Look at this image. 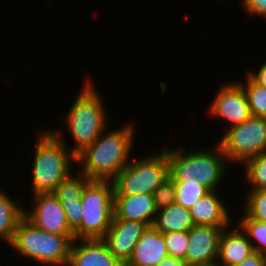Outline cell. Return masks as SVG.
<instances>
[{
  "label": "cell",
  "mask_w": 266,
  "mask_h": 266,
  "mask_svg": "<svg viewBox=\"0 0 266 266\" xmlns=\"http://www.w3.org/2000/svg\"><path fill=\"white\" fill-rule=\"evenodd\" d=\"M134 124L125 123L121 128L108 126L99 138L76 156L78 172L90 180L113 181L131 161L129 157L135 141Z\"/></svg>",
  "instance_id": "cell-1"
},
{
  "label": "cell",
  "mask_w": 266,
  "mask_h": 266,
  "mask_svg": "<svg viewBox=\"0 0 266 266\" xmlns=\"http://www.w3.org/2000/svg\"><path fill=\"white\" fill-rule=\"evenodd\" d=\"M37 135L31 176L33 195L54 192L73 173L72 165L76 163V156L66 145L63 133L43 129Z\"/></svg>",
  "instance_id": "cell-2"
},
{
  "label": "cell",
  "mask_w": 266,
  "mask_h": 266,
  "mask_svg": "<svg viewBox=\"0 0 266 266\" xmlns=\"http://www.w3.org/2000/svg\"><path fill=\"white\" fill-rule=\"evenodd\" d=\"M83 85L63 119L75 143L70 149L75 156L93 144L110 125L102 95L90 77Z\"/></svg>",
  "instance_id": "cell-3"
},
{
  "label": "cell",
  "mask_w": 266,
  "mask_h": 266,
  "mask_svg": "<svg viewBox=\"0 0 266 266\" xmlns=\"http://www.w3.org/2000/svg\"><path fill=\"white\" fill-rule=\"evenodd\" d=\"M213 149L205 147L187 153L178 146L176 149L164 148L168 157L169 177L174 182L195 179L209 191H217L229 162L218 142Z\"/></svg>",
  "instance_id": "cell-4"
},
{
  "label": "cell",
  "mask_w": 266,
  "mask_h": 266,
  "mask_svg": "<svg viewBox=\"0 0 266 266\" xmlns=\"http://www.w3.org/2000/svg\"><path fill=\"white\" fill-rule=\"evenodd\" d=\"M74 236L49 233L36 227L25 216L19 221L10 246L20 256L43 266H68Z\"/></svg>",
  "instance_id": "cell-5"
},
{
  "label": "cell",
  "mask_w": 266,
  "mask_h": 266,
  "mask_svg": "<svg viewBox=\"0 0 266 266\" xmlns=\"http://www.w3.org/2000/svg\"><path fill=\"white\" fill-rule=\"evenodd\" d=\"M115 188L113 181L90 180L81 201L83 218L74 231L75 239H102L114 217Z\"/></svg>",
  "instance_id": "cell-6"
},
{
  "label": "cell",
  "mask_w": 266,
  "mask_h": 266,
  "mask_svg": "<svg viewBox=\"0 0 266 266\" xmlns=\"http://www.w3.org/2000/svg\"><path fill=\"white\" fill-rule=\"evenodd\" d=\"M169 178L167 152L163 149L131 161L113 180L115 195L153 194Z\"/></svg>",
  "instance_id": "cell-7"
},
{
  "label": "cell",
  "mask_w": 266,
  "mask_h": 266,
  "mask_svg": "<svg viewBox=\"0 0 266 266\" xmlns=\"http://www.w3.org/2000/svg\"><path fill=\"white\" fill-rule=\"evenodd\" d=\"M218 143L229 163L243 164L266 153V118L251 116L247 121L227 127Z\"/></svg>",
  "instance_id": "cell-8"
},
{
  "label": "cell",
  "mask_w": 266,
  "mask_h": 266,
  "mask_svg": "<svg viewBox=\"0 0 266 266\" xmlns=\"http://www.w3.org/2000/svg\"><path fill=\"white\" fill-rule=\"evenodd\" d=\"M34 198V199H33ZM32 199V209L25 208V217L36 227L49 233L74 236L70 229L65 211L57 196L53 193H37Z\"/></svg>",
  "instance_id": "cell-9"
},
{
  "label": "cell",
  "mask_w": 266,
  "mask_h": 266,
  "mask_svg": "<svg viewBox=\"0 0 266 266\" xmlns=\"http://www.w3.org/2000/svg\"><path fill=\"white\" fill-rule=\"evenodd\" d=\"M206 111L208 116L228 121L229 127L247 121L252 116L246 94L236 81L221 85Z\"/></svg>",
  "instance_id": "cell-10"
},
{
  "label": "cell",
  "mask_w": 266,
  "mask_h": 266,
  "mask_svg": "<svg viewBox=\"0 0 266 266\" xmlns=\"http://www.w3.org/2000/svg\"><path fill=\"white\" fill-rule=\"evenodd\" d=\"M225 228L194 225L189 231V247L185 261L188 266L216 264L219 239Z\"/></svg>",
  "instance_id": "cell-11"
},
{
  "label": "cell",
  "mask_w": 266,
  "mask_h": 266,
  "mask_svg": "<svg viewBox=\"0 0 266 266\" xmlns=\"http://www.w3.org/2000/svg\"><path fill=\"white\" fill-rule=\"evenodd\" d=\"M148 226L147 223L143 222L113 218L102 240L110 252L125 265Z\"/></svg>",
  "instance_id": "cell-12"
},
{
  "label": "cell",
  "mask_w": 266,
  "mask_h": 266,
  "mask_svg": "<svg viewBox=\"0 0 266 266\" xmlns=\"http://www.w3.org/2000/svg\"><path fill=\"white\" fill-rule=\"evenodd\" d=\"M79 242V243H77ZM68 266H125L102 239H75Z\"/></svg>",
  "instance_id": "cell-13"
},
{
  "label": "cell",
  "mask_w": 266,
  "mask_h": 266,
  "mask_svg": "<svg viewBox=\"0 0 266 266\" xmlns=\"http://www.w3.org/2000/svg\"><path fill=\"white\" fill-rule=\"evenodd\" d=\"M156 213L153 194L115 195L114 197L113 218L143 222L151 226Z\"/></svg>",
  "instance_id": "cell-14"
},
{
  "label": "cell",
  "mask_w": 266,
  "mask_h": 266,
  "mask_svg": "<svg viewBox=\"0 0 266 266\" xmlns=\"http://www.w3.org/2000/svg\"><path fill=\"white\" fill-rule=\"evenodd\" d=\"M167 256L163 234L151 225L139 238L133 254L125 266H156Z\"/></svg>",
  "instance_id": "cell-15"
},
{
  "label": "cell",
  "mask_w": 266,
  "mask_h": 266,
  "mask_svg": "<svg viewBox=\"0 0 266 266\" xmlns=\"http://www.w3.org/2000/svg\"><path fill=\"white\" fill-rule=\"evenodd\" d=\"M252 253H254L252 243L242 229L238 225L233 229L229 226L221 233L216 264L234 266Z\"/></svg>",
  "instance_id": "cell-16"
},
{
  "label": "cell",
  "mask_w": 266,
  "mask_h": 266,
  "mask_svg": "<svg viewBox=\"0 0 266 266\" xmlns=\"http://www.w3.org/2000/svg\"><path fill=\"white\" fill-rule=\"evenodd\" d=\"M217 193V194H216ZM216 190L201 197L189 210L194 225L227 228L231 225L230 213Z\"/></svg>",
  "instance_id": "cell-17"
},
{
  "label": "cell",
  "mask_w": 266,
  "mask_h": 266,
  "mask_svg": "<svg viewBox=\"0 0 266 266\" xmlns=\"http://www.w3.org/2000/svg\"><path fill=\"white\" fill-rule=\"evenodd\" d=\"M22 201L0 189V239L10 244L19 221L25 216Z\"/></svg>",
  "instance_id": "cell-18"
},
{
  "label": "cell",
  "mask_w": 266,
  "mask_h": 266,
  "mask_svg": "<svg viewBox=\"0 0 266 266\" xmlns=\"http://www.w3.org/2000/svg\"><path fill=\"white\" fill-rule=\"evenodd\" d=\"M152 225L164 234L189 231L194 223L190 211L174 203L167 208L158 210Z\"/></svg>",
  "instance_id": "cell-19"
},
{
  "label": "cell",
  "mask_w": 266,
  "mask_h": 266,
  "mask_svg": "<svg viewBox=\"0 0 266 266\" xmlns=\"http://www.w3.org/2000/svg\"><path fill=\"white\" fill-rule=\"evenodd\" d=\"M243 165L244 177L250 186L249 190H266V153L246 160Z\"/></svg>",
  "instance_id": "cell-20"
},
{
  "label": "cell",
  "mask_w": 266,
  "mask_h": 266,
  "mask_svg": "<svg viewBox=\"0 0 266 266\" xmlns=\"http://www.w3.org/2000/svg\"><path fill=\"white\" fill-rule=\"evenodd\" d=\"M246 83L239 82L242 86L250 107L252 116L266 118V88L257 84L248 74Z\"/></svg>",
  "instance_id": "cell-21"
},
{
  "label": "cell",
  "mask_w": 266,
  "mask_h": 266,
  "mask_svg": "<svg viewBox=\"0 0 266 266\" xmlns=\"http://www.w3.org/2000/svg\"><path fill=\"white\" fill-rule=\"evenodd\" d=\"M176 187L175 203L181 205L185 209L190 210L192 206L210 191L200 185L197 180H185L183 182H174Z\"/></svg>",
  "instance_id": "cell-22"
},
{
  "label": "cell",
  "mask_w": 266,
  "mask_h": 266,
  "mask_svg": "<svg viewBox=\"0 0 266 266\" xmlns=\"http://www.w3.org/2000/svg\"><path fill=\"white\" fill-rule=\"evenodd\" d=\"M237 224L252 243L254 252L266 254V222L251 219L244 213Z\"/></svg>",
  "instance_id": "cell-23"
},
{
  "label": "cell",
  "mask_w": 266,
  "mask_h": 266,
  "mask_svg": "<svg viewBox=\"0 0 266 266\" xmlns=\"http://www.w3.org/2000/svg\"><path fill=\"white\" fill-rule=\"evenodd\" d=\"M70 175L53 192L59 201H77L82 198L86 184L90 181L84 174Z\"/></svg>",
  "instance_id": "cell-24"
},
{
  "label": "cell",
  "mask_w": 266,
  "mask_h": 266,
  "mask_svg": "<svg viewBox=\"0 0 266 266\" xmlns=\"http://www.w3.org/2000/svg\"><path fill=\"white\" fill-rule=\"evenodd\" d=\"M244 213L251 219L266 222V190H247Z\"/></svg>",
  "instance_id": "cell-25"
},
{
  "label": "cell",
  "mask_w": 266,
  "mask_h": 266,
  "mask_svg": "<svg viewBox=\"0 0 266 266\" xmlns=\"http://www.w3.org/2000/svg\"><path fill=\"white\" fill-rule=\"evenodd\" d=\"M164 240L169 256L177 259L186 258L189 247L188 231L164 233Z\"/></svg>",
  "instance_id": "cell-26"
},
{
  "label": "cell",
  "mask_w": 266,
  "mask_h": 266,
  "mask_svg": "<svg viewBox=\"0 0 266 266\" xmlns=\"http://www.w3.org/2000/svg\"><path fill=\"white\" fill-rule=\"evenodd\" d=\"M157 211L167 208L176 201V187L169 177L153 193Z\"/></svg>",
  "instance_id": "cell-27"
},
{
  "label": "cell",
  "mask_w": 266,
  "mask_h": 266,
  "mask_svg": "<svg viewBox=\"0 0 266 266\" xmlns=\"http://www.w3.org/2000/svg\"><path fill=\"white\" fill-rule=\"evenodd\" d=\"M65 211L70 229L74 232L80 225L83 218V204L81 199L77 201H60Z\"/></svg>",
  "instance_id": "cell-28"
},
{
  "label": "cell",
  "mask_w": 266,
  "mask_h": 266,
  "mask_svg": "<svg viewBox=\"0 0 266 266\" xmlns=\"http://www.w3.org/2000/svg\"><path fill=\"white\" fill-rule=\"evenodd\" d=\"M242 3L247 14L266 18V0H243Z\"/></svg>",
  "instance_id": "cell-29"
},
{
  "label": "cell",
  "mask_w": 266,
  "mask_h": 266,
  "mask_svg": "<svg viewBox=\"0 0 266 266\" xmlns=\"http://www.w3.org/2000/svg\"><path fill=\"white\" fill-rule=\"evenodd\" d=\"M234 266H266V254L254 252Z\"/></svg>",
  "instance_id": "cell-30"
},
{
  "label": "cell",
  "mask_w": 266,
  "mask_h": 266,
  "mask_svg": "<svg viewBox=\"0 0 266 266\" xmlns=\"http://www.w3.org/2000/svg\"><path fill=\"white\" fill-rule=\"evenodd\" d=\"M257 84L266 88V61L261 65L259 70L255 72L250 70L247 73Z\"/></svg>",
  "instance_id": "cell-31"
},
{
  "label": "cell",
  "mask_w": 266,
  "mask_h": 266,
  "mask_svg": "<svg viewBox=\"0 0 266 266\" xmlns=\"http://www.w3.org/2000/svg\"><path fill=\"white\" fill-rule=\"evenodd\" d=\"M156 266H188L184 259L173 258L172 256H167Z\"/></svg>",
  "instance_id": "cell-32"
},
{
  "label": "cell",
  "mask_w": 266,
  "mask_h": 266,
  "mask_svg": "<svg viewBox=\"0 0 266 266\" xmlns=\"http://www.w3.org/2000/svg\"><path fill=\"white\" fill-rule=\"evenodd\" d=\"M201 266H218L217 264H211V265H201Z\"/></svg>",
  "instance_id": "cell-33"
}]
</instances>
